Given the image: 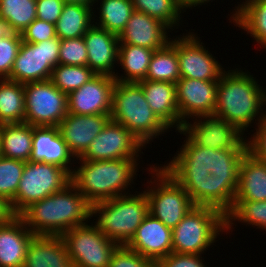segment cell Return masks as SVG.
Listing matches in <instances>:
<instances>
[{
    "mask_svg": "<svg viewBox=\"0 0 266 267\" xmlns=\"http://www.w3.org/2000/svg\"><path fill=\"white\" fill-rule=\"evenodd\" d=\"M95 16L91 6L65 3L55 28L60 40L83 37L94 24Z\"/></svg>",
    "mask_w": 266,
    "mask_h": 267,
    "instance_id": "f1b7e54d",
    "label": "cell"
},
{
    "mask_svg": "<svg viewBox=\"0 0 266 267\" xmlns=\"http://www.w3.org/2000/svg\"><path fill=\"white\" fill-rule=\"evenodd\" d=\"M148 214L149 202L144 191L90 205V217L99 216L94 226L119 246L129 243Z\"/></svg>",
    "mask_w": 266,
    "mask_h": 267,
    "instance_id": "8992f818",
    "label": "cell"
},
{
    "mask_svg": "<svg viewBox=\"0 0 266 267\" xmlns=\"http://www.w3.org/2000/svg\"><path fill=\"white\" fill-rule=\"evenodd\" d=\"M218 81L180 78L176 82L177 103L183 123L200 115H213L217 102ZM187 118V119H186Z\"/></svg>",
    "mask_w": 266,
    "mask_h": 267,
    "instance_id": "e0dca14e",
    "label": "cell"
},
{
    "mask_svg": "<svg viewBox=\"0 0 266 267\" xmlns=\"http://www.w3.org/2000/svg\"><path fill=\"white\" fill-rule=\"evenodd\" d=\"M181 130L188 134L197 146L214 150L248 149V140H244V133L237 126L216 115L197 116L193 124L186 120Z\"/></svg>",
    "mask_w": 266,
    "mask_h": 267,
    "instance_id": "4fadbf2b",
    "label": "cell"
},
{
    "mask_svg": "<svg viewBox=\"0 0 266 267\" xmlns=\"http://www.w3.org/2000/svg\"><path fill=\"white\" fill-rule=\"evenodd\" d=\"M238 181H219L209 174L204 182V206L218 209L226 215L233 207Z\"/></svg>",
    "mask_w": 266,
    "mask_h": 267,
    "instance_id": "d590c367",
    "label": "cell"
},
{
    "mask_svg": "<svg viewBox=\"0 0 266 267\" xmlns=\"http://www.w3.org/2000/svg\"><path fill=\"white\" fill-rule=\"evenodd\" d=\"M225 231V215L221 211L195 205L172 229V252L202 255Z\"/></svg>",
    "mask_w": 266,
    "mask_h": 267,
    "instance_id": "52a82bcc",
    "label": "cell"
},
{
    "mask_svg": "<svg viewBox=\"0 0 266 267\" xmlns=\"http://www.w3.org/2000/svg\"><path fill=\"white\" fill-rule=\"evenodd\" d=\"M186 139L177 155L161 166L190 195L194 205L204 206V182L209 174L219 181H238L239 166L248 149H217L197 146Z\"/></svg>",
    "mask_w": 266,
    "mask_h": 267,
    "instance_id": "6da1fadb",
    "label": "cell"
},
{
    "mask_svg": "<svg viewBox=\"0 0 266 267\" xmlns=\"http://www.w3.org/2000/svg\"><path fill=\"white\" fill-rule=\"evenodd\" d=\"M14 216L16 215L13 213L10 203L0 196V225L6 224Z\"/></svg>",
    "mask_w": 266,
    "mask_h": 267,
    "instance_id": "7dc6e473",
    "label": "cell"
},
{
    "mask_svg": "<svg viewBox=\"0 0 266 267\" xmlns=\"http://www.w3.org/2000/svg\"><path fill=\"white\" fill-rule=\"evenodd\" d=\"M263 105L266 106V90L252 75L238 68L222 73L213 115L237 126L244 133L254 120L258 121L256 124L261 122Z\"/></svg>",
    "mask_w": 266,
    "mask_h": 267,
    "instance_id": "3957f363",
    "label": "cell"
},
{
    "mask_svg": "<svg viewBox=\"0 0 266 267\" xmlns=\"http://www.w3.org/2000/svg\"><path fill=\"white\" fill-rule=\"evenodd\" d=\"M180 2H181V7L183 9V12L184 11L186 12V10H184V9L196 7L199 5L201 6L203 4H206V2L207 3L210 2V0H180ZM211 2H212V0H211Z\"/></svg>",
    "mask_w": 266,
    "mask_h": 267,
    "instance_id": "c3c4849f",
    "label": "cell"
},
{
    "mask_svg": "<svg viewBox=\"0 0 266 267\" xmlns=\"http://www.w3.org/2000/svg\"><path fill=\"white\" fill-rule=\"evenodd\" d=\"M153 53L152 49L131 44H119L117 62L126 74L118 76L116 73L114 79L118 82L133 83L145 80Z\"/></svg>",
    "mask_w": 266,
    "mask_h": 267,
    "instance_id": "f546056e",
    "label": "cell"
},
{
    "mask_svg": "<svg viewBox=\"0 0 266 267\" xmlns=\"http://www.w3.org/2000/svg\"><path fill=\"white\" fill-rule=\"evenodd\" d=\"M11 32L9 25L0 18V37H6Z\"/></svg>",
    "mask_w": 266,
    "mask_h": 267,
    "instance_id": "681fc988",
    "label": "cell"
},
{
    "mask_svg": "<svg viewBox=\"0 0 266 267\" xmlns=\"http://www.w3.org/2000/svg\"><path fill=\"white\" fill-rule=\"evenodd\" d=\"M95 76L96 74L88 66L58 64L53 68L50 80L61 92L68 95Z\"/></svg>",
    "mask_w": 266,
    "mask_h": 267,
    "instance_id": "74e56055",
    "label": "cell"
},
{
    "mask_svg": "<svg viewBox=\"0 0 266 267\" xmlns=\"http://www.w3.org/2000/svg\"><path fill=\"white\" fill-rule=\"evenodd\" d=\"M180 78L175 38L161 49L154 50L145 80L176 84Z\"/></svg>",
    "mask_w": 266,
    "mask_h": 267,
    "instance_id": "1f68e13d",
    "label": "cell"
},
{
    "mask_svg": "<svg viewBox=\"0 0 266 267\" xmlns=\"http://www.w3.org/2000/svg\"><path fill=\"white\" fill-rule=\"evenodd\" d=\"M71 182L64 168L41 161H27L15 198L10 202L15 215H20L32 203L63 189Z\"/></svg>",
    "mask_w": 266,
    "mask_h": 267,
    "instance_id": "9c48e42d",
    "label": "cell"
},
{
    "mask_svg": "<svg viewBox=\"0 0 266 267\" xmlns=\"http://www.w3.org/2000/svg\"><path fill=\"white\" fill-rule=\"evenodd\" d=\"M0 151H1V134H0Z\"/></svg>",
    "mask_w": 266,
    "mask_h": 267,
    "instance_id": "816d5d0a",
    "label": "cell"
},
{
    "mask_svg": "<svg viewBox=\"0 0 266 267\" xmlns=\"http://www.w3.org/2000/svg\"><path fill=\"white\" fill-rule=\"evenodd\" d=\"M21 43V33L11 32L6 37H0V79L10 76Z\"/></svg>",
    "mask_w": 266,
    "mask_h": 267,
    "instance_id": "60d3db41",
    "label": "cell"
},
{
    "mask_svg": "<svg viewBox=\"0 0 266 267\" xmlns=\"http://www.w3.org/2000/svg\"><path fill=\"white\" fill-rule=\"evenodd\" d=\"M0 156L29 161L32 154L33 126L27 123L1 124Z\"/></svg>",
    "mask_w": 266,
    "mask_h": 267,
    "instance_id": "4316f807",
    "label": "cell"
},
{
    "mask_svg": "<svg viewBox=\"0 0 266 267\" xmlns=\"http://www.w3.org/2000/svg\"><path fill=\"white\" fill-rule=\"evenodd\" d=\"M63 0H36L37 19L56 24L61 16Z\"/></svg>",
    "mask_w": 266,
    "mask_h": 267,
    "instance_id": "bcb514c9",
    "label": "cell"
},
{
    "mask_svg": "<svg viewBox=\"0 0 266 267\" xmlns=\"http://www.w3.org/2000/svg\"><path fill=\"white\" fill-rule=\"evenodd\" d=\"M237 8V9H236ZM230 22L245 31L266 49V0H245L238 4Z\"/></svg>",
    "mask_w": 266,
    "mask_h": 267,
    "instance_id": "83f0119b",
    "label": "cell"
},
{
    "mask_svg": "<svg viewBox=\"0 0 266 267\" xmlns=\"http://www.w3.org/2000/svg\"><path fill=\"white\" fill-rule=\"evenodd\" d=\"M201 255L170 253L168 256L160 259L156 267H206Z\"/></svg>",
    "mask_w": 266,
    "mask_h": 267,
    "instance_id": "ee69618b",
    "label": "cell"
},
{
    "mask_svg": "<svg viewBox=\"0 0 266 267\" xmlns=\"http://www.w3.org/2000/svg\"><path fill=\"white\" fill-rule=\"evenodd\" d=\"M22 41L26 43H39L56 38L55 25L46 21L35 19L22 33Z\"/></svg>",
    "mask_w": 266,
    "mask_h": 267,
    "instance_id": "7bdbcfd3",
    "label": "cell"
},
{
    "mask_svg": "<svg viewBox=\"0 0 266 267\" xmlns=\"http://www.w3.org/2000/svg\"><path fill=\"white\" fill-rule=\"evenodd\" d=\"M137 161L138 159L80 160L81 166L73 169L71 182L90 205L124 196L128 194L124 190L134 181L139 165Z\"/></svg>",
    "mask_w": 266,
    "mask_h": 267,
    "instance_id": "277c9868",
    "label": "cell"
},
{
    "mask_svg": "<svg viewBox=\"0 0 266 267\" xmlns=\"http://www.w3.org/2000/svg\"><path fill=\"white\" fill-rule=\"evenodd\" d=\"M110 120V115L68 113L57 127L69 152L78 160Z\"/></svg>",
    "mask_w": 266,
    "mask_h": 267,
    "instance_id": "ac0fdd59",
    "label": "cell"
},
{
    "mask_svg": "<svg viewBox=\"0 0 266 267\" xmlns=\"http://www.w3.org/2000/svg\"><path fill=\"white\" fill-rule=\"evenodd\" d=\"M60 43L58 37L39 43L22 41L7 79L22 84L50 79L59 64Z\"/></svg>",
    "mask_w": 266,
    "mask_h": 267,
    "instance_id": "7c38bea8",
    "label": "cell"
},
{
    "mask_svg": "<svg viewBox=\"0 0 266 267\" xmlns=\"http://www.w3.org/2000/svg\"><path fill=\"white\" fill-rule=\"evenodd\" d=\"M253 137L247 141L248 152L256 159L266 163V111Z\"/></svg>",
    "mask_w": 266,
    "mask_h": 267,
    "instance_id": "f6af8a7d",
    "label": "cell"
},
{
    "mask_svg": "<svg viewBox=\"0 0 266 267\" xmlns=\"http://www.w3.org/2000/svg\"><path fill=\"white\" fill-rule=\"evenodd\" d=\"M23 267H73L61 236L34 235Z\"/></svg>",
    "mask_w": 266,
    "mask_h": 267,
    "instance_id": "d4e9b609",
    "label": "cell"
},
{
    "mask_svg": "<svg viewBox=\"0 0 266 267\" xmlns=\"http://www.w3.org/2000/svg\"><path fill=\"white\" fill-rule=\"evenodd\" d=\"M150 183L145 194L149 202V213L164 225L173 229L195 205L188 192L161 166L150 167ZM156 179V180H155Z\"/></svg>",
    "mask_w": 266,
    "mask_h": 267,
    "instance_id": "ba28073f",
    "label": "cell"
},
{
    "mask_svg": "<svg viewBox=\"0 0 266 267\" xmlns=\"http://www.w3.org/2000/svg\"><path fill=\"white\" fill-rule=\"evenodd\" d=\"M134 11L158 19L170 30L179 25L183 11L180 0H131Z\"/></svg>",
    "mask_w": 266,
    "mask_h": 267,
    "instance_id": "e575fe53",
    "label": "cell"
},
{
    "mask_svg": "<svg viewBox=\"0 0 266 267\" xmlns=\"http://www.w3.org/2000/svg\"><path fill=\"white\" fill-rule=\"evenodd\" d=\"M88 51L87 66L96 75L115 76L118 63V36L93 24L83 36Z\"/></svg>",
    "mask_w": 266,
    "mask_h": 267,
    "instance_id": "ffe728a7",
    "label": "cell"
},
{
    "mask_svg": "<svg viewBox=\"0 0 266 267\" xmlns=\"http://www.w3.org/2000/svg\"><path fill=\"white\" fill-rule=\"evenodd\" d=\"M108 267H156V262L123 245L117 247Z\"/></svg>",
    "mask_w": 266,
    "mask_h": 267,
    "instance_id": "b9f144b4",
    "label": "cell"
},
{
    "mask_svg": "<svg viewBox=\"0 0 266 267\" xmlns=\"http://www.w3.org/2000/svg\"><path fill=\"white\" fill-rule=\"evenodd\" d=\"M0 18L22 33L37 18L36 0H0Z\"/></svg>",
    "mask_w": 266,
    "mask_h": 267,
    "instance_id": "836d02e7",
    "label": "cell"
},
{
    "mask_svg": "<svg viewBox=\"0 0 266 267\" xmlns=\"http://www.w3.org/2000/svg\"><path fill=\"white\" fill-rule=\"evenodd\" d=\"M196 36L194 32H189L186 36H176V53L181 78L219 81L225 71L224 68L202 45L200 37Z\"/></svg>",
    "mask_w": 266,
    "mask_h": 267,
    "instance_id": "9a60e30c",
    "label": "cell"
},
{
    "mask_svg": "<svg viewBox=\"0 0 266 267\" xmlns=\"http://www.w3.org/2000/svg\"><path fill=\"white\" fill-rule=\"evenodd\" d=\"M25 123L24 85L0 79V125Z\"/></svg>",
    "mask_w": 266,
    "mask_h": 267,
    "instance_id": "4dcf8cb0",
    "label": "cell"
},
{
    "mask_svg": "<svg viewBox=\"0 0 266 267\" xmlns=\"http://www.w3.org/2000/svg\"><path fill=\"white\" fill-rule=\"evenodd\" d=\"M99 22H94L98 27L119 36L125 28L127 21L134 12L131 0H100ZM98 0H95V3Z\"/></svg>",
    "mask_w": 266,
    "mask_h": 267,
    "instance_id": "d6a6232c",
    "label": "cell"
},
{
    "mask_svg": "<svg viewBox=\"0 0 266 267\" xmlns=\"http://www.w3.org/2000/svg\"><path fill=\"white\" fill-rule=\"evenodd\" d=\"M225 221L226 232L232 229L233 221L243 222L266 231V201L234 202L232 209L225 215Z\"/></svg>",
    "mask_w": 266,
    "mask_h": 267,
    "instance_id": "8d00e7d4",
    "label": "cell"
},
{
    "mask_svg": "<svg viewBox=\"0 0 266 267\" xmlns=\"http://www.w3.org/2000/svg\"><path fill=\"white\" fill-rule=\"evenodd\" d=\"M23 85L25 123L57 127L68 114V95L61 92L50 79Z\"/></svg>",
    "mask_w": 266,
    "mask_h": 267,
    "instance_id": "8fae6325",
    "label": "cell"
},
{
    "mask_svg": "<svg viewBox=\"0 0 266 267\" xmlns=\"http://www.w3.org/2000/svg\"><path fill=\"white\" fill-rule=\"evenodd\" d=\"M168 29L158 19L134 11L118 36L119 44H131L152 50L161 49L170 42Z\"/></svg>",
    "mask_w": 266,
    "mask_h": 267,
    "instance_id": "44dd1931",
    "label": "cell"
},
{
    "mask_svg": "<svg viewBox=\"0 0 266 267\" xmlns=\"http://www.w3.org/2000/svg\"><path fill=\"white\" fill-rule=\"evenodd\" d=\"M266 201V163L247 152L239 166L234 202Z\"/></svg>",
    "mask_w": 266,
    "mask_h": 267,
    "instance_id": "484cf974",
    "label": "cell"
},
{
    "mask_svg": "<svg viewBox=\"0 0 266 267\" xmlns=\"http://www.w3.org/2000/svg\"><path fill=\"white\" fill-rule=\"evenodd\" d=\"M110 117L125 126L144 147L169 129L149 107L139 83L116 81Z\"/></svg>",
    "mask_w": 266,
    "mask_h": 267,
    "instance_id": "5b68a950",
    "label": "cell"
},
{
    "mask_svg": "<svg viewBox=\"0 0 266 267\" xmlns=\"http://www.w3.org/2000/svg\"><path fill=\"white\" fill-rule=\"evenodd\" d=\"M33 237L19 215L0 225V267H23Z\"/></svg>",
    "mask_w": 266,
    "mask_h": 267,
    "instance_id": "cb8c5ba5",
    "label": "cell"
},
{
    "mask_svg": "<svg viewBox=\"0 0 266 267\" xmlns=\"http://www.w3.org/2000/svg\"><path fill=\"white\" fill-rule=\"evenodd\" d=\"M144 92L146 102L156 116L168 127L180 131L184 123L180 119L176 84L165 81L142 80L138 82Z\"/></svg>",
    "mask_w": 266,
    "mask_h": 267,
    "instance_id": "7402d4cb",
    "label": "cell"
},
{
    "mask_svg": "<svg viewBox=\"0 0 266 267\" xmlns=\"http://www.w3.org/2000/svg\"><path fill=\"white\" fill-rule=\"evenodd\" d=\"M61 237L73 267H108L119 246L87 223L69 229Z\"/></svg>",
    "mask_w": 266,
    "mask_h": 267,
    "instance_id": "30bf717a",
    "label": "cell"
},
{
    "mask_svg": "<svg viewBox=\"0 0 266 267\" xmlns=\"http://www.w3.org/2000/svg\"><path fill=\"white\" fill-rule=\"evenodd\" d=\"M126 246L157 263L172 253V229L149 213Z\"/></svg>",
    "mask_w": 266,
    "mask_h": 267,
    "instance_id": "d6986e66",
    "label": "cell"
},
{
    "mask_svg": "<svg viewBox=\"0 0 266 267\" xmlns=\"http://www.w3.org/2000/svg\"><path fill=\"white\" fill-rule=\"evenodd\" d=\"M19 216L34 235L47 236H61L91 219L90 204L72 182L56 193L32 203Z\"/></svg>",
    "mask_w": 266,
    "mask_h": 267,
    "instance_id": "7a4b0ae2",
    "label": "cell"
},
{
    "mask_svg": "<svg viewBox=\"0 0 266 267\" xmlns=\"http://www.w3.org/2000/svg\"><path fill=\"white\" fill-rule=\"evenodd\" d=\"M65 3H73V4H81L86 6H93L95 4V0H63Z\"/></svg>",
    "mask_w": 266,
    "mask_h": 267,
    "instance_id": "f907efd6",
    "label": "cell"
},
{
    "mask_svg": "<svg viewBox=\"0 0 266 267\" xmlns=\"http://www.w3.org/2000/svg\"><path fill=\"white\" fill-rule=\"evenodd\" d=\"M143 147L125 126L110 120L79 160L138 159Z\"/></svg>",
    "mask_w": 266,
    "mask_h": 267,
    "instance_id": "5bb4252c",
    "label": "cell"
},
{
    "mask_svg": "<svg viewBox=\"0 0 266 267\" xmlns=\"http://www.w3.org/2000/svg\"><path fill=\"white\" fill-rule=\"evenodd\" d=\"M88 51L83 37L61 40L59 64L87 66Z\"/></svg>",
    "mask_w": 266,
    "mask_h": 267,
    "instance_id": "ab89813d",
    "label": "cell"
},
{
    "mask_svg": "<svg viewBox=\"0 0 266 267\" xmlns=\"http://www.w3.org/2000/svg\"><path fill=\"white\" fill-rule=\"evenodd\" d=\"M71 158L74 156L69 152L58 127L33 126L30 161L56 164L72 174Z\"/></svg>",
    "mask_w": 266,
    "mask_h": 267,
    "instance_id": "603a6c76",
    "label": "cell"
},
{
    "mask_svg": "<svg viewBox=\"0 0 266 267\" xmlns=\"http://www.w3.org/2000/svg\"><path fill=\"white\" fill-rule=\"evenodd\" d=\"M25 161L0 156V196L9 203L15 198Z\"/></svg>",
    "mask_w": 266,
    "mask_h": 267,
    "instance_id": "f35d334b",
    "label": "cell"
},
{
    "mask_svg": "<svg viewBox=\"0 0 266 267\" xmlns=\"http://www.w3.org/2000/svg\"><path fill=\"white\" fill-rule=\"evenodd\" d=\"M116 80L96 75L79 89L68 94V113L77 115H110L112 93Z\"/></svg>",
    "mask_w": 266,
    "mask_h": 267,
    "instance_id": "2e32d148",
    "label": "cell"
}]
</instances>
